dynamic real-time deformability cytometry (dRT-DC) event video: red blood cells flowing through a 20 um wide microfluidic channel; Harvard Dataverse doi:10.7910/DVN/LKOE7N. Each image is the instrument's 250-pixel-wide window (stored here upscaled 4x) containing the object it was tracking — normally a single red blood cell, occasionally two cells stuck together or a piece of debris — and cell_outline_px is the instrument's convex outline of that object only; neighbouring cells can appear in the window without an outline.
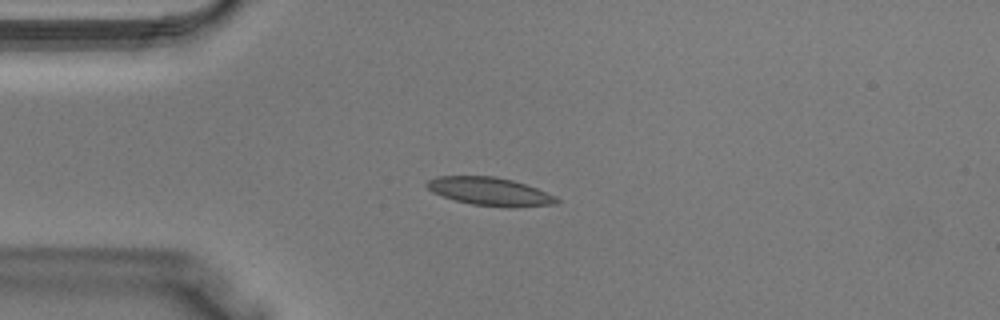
{"species": "Egyptian fruit bat (a non-hibernating species)", "species_latin": "Rousettus aegyptiacus", "temperature_condition": "warm", "stored_images_in_passage": 30, "camera_frame_rate_fps": 3000, "um_per_image_px": 0.085, "animal": {"sex": "male"}, "frame": {"image": 1, "passage_image": 1, "time_ms": 0.0, "image_size_px": [1000, 320], "cell_outline_px": [[560, 200], [556, 204], [516, 208], [504, 208], [472, 204], [456, 200], [432, 192], [424, 184], [428, 180], [436, 176], [496, 176], [512, 180], [536, 188], [556, 196]], "centroid_in_image_um": [41.66, 16.29], "position_along_channel_um": 43.3, "area_um2": 21.44}}
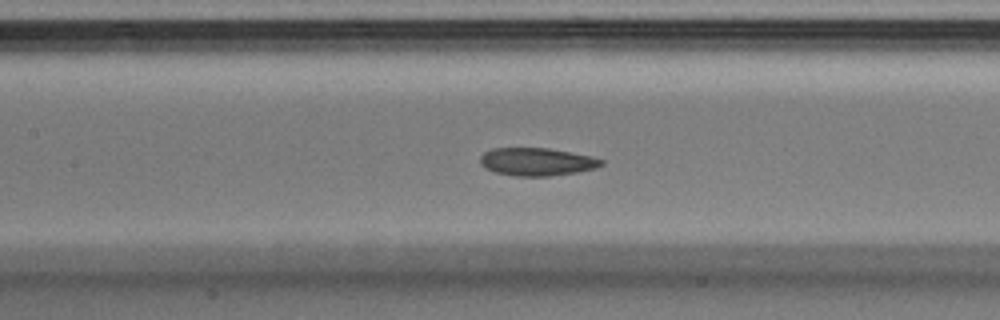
{"frame": {"image": 2, "passage_image": 9, "time_ms": 2.667, "image_size_px": [1000, 320], "cell_outline_px": [[604, 164], [596, 168], [576, 172], [548, 176], [516, 176], [496, 172], [484, 168], [480, 164], [480, 156], [484, 152], [492, 148], [548, 148], [592, 156], [604, 160]], "centroid_in_image_um": [45.62, 13.74], "position_along_channel_um": 161.8, "area_um2": 19.71}}
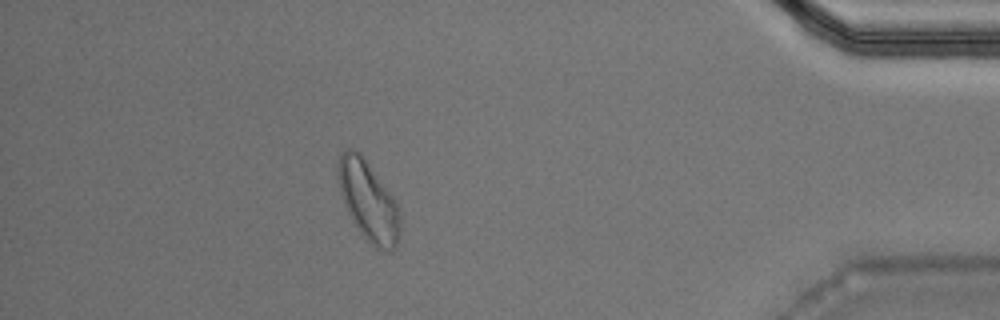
{"frame": {"image": 3, "passage_image": 26, "time_ms": 8.333, "image_size_px": [1000, 320], "cell_outline_px": [[400, 236], [396, 248], [392, 252], [388, 252], [376, 248], [356, 228], [348, 216], [340, 192], [336, 176], [336, 164], [340, 152], [348, 148], [352, 148], [360, 152], [392, 196], [396, 204], [400, 216]], "centroid_in_image_um": [31.27, 17.08], "position_along_channel_um": 403.9, "area_um2": 29.25}}